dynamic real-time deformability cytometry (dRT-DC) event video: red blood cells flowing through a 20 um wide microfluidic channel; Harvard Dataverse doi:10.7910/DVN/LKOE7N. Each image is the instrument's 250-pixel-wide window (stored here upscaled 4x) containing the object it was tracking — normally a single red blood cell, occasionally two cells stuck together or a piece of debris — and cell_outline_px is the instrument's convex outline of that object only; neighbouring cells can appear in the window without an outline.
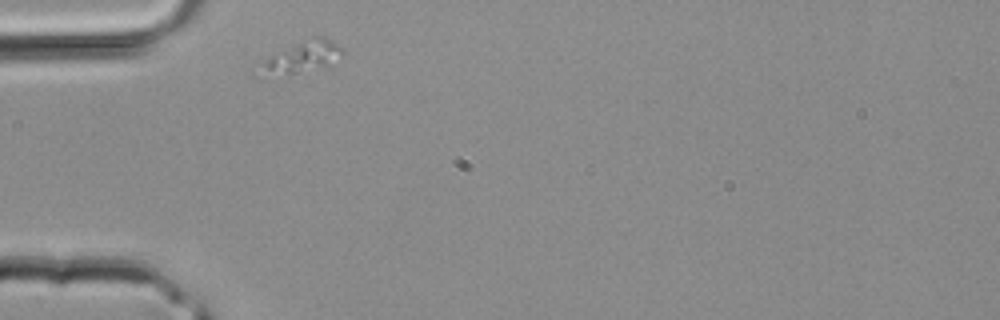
{"species": "common noctule bat (a hibernating species)", "species_latin": "Nyctalus noctula", "temperature_condition": "room temperature", "stored_images_in_passage": 3, "segment_of_instrument_passage": [2, 2], "camera_frame_rate_fps": 3000, "um_per_image_px": 0.085, "animal": {"sex": "male", "body_mass_g": 20.4}, "frame": {"image": 1, "passage_image": 3, "time_ms": 0.667, "image_size_px": [1000, 320], "cell_outline_px": [[344, 52], [324, 68], [296, 72], [288, 72], [260, 68], [272, 56], [304, 40], [320, 36], [324, 36], [336, 44]], "centroid_in_image_um": [25.94, 4.76], "position_along_channel_um": 59.1, "area_um2": 13.01}}